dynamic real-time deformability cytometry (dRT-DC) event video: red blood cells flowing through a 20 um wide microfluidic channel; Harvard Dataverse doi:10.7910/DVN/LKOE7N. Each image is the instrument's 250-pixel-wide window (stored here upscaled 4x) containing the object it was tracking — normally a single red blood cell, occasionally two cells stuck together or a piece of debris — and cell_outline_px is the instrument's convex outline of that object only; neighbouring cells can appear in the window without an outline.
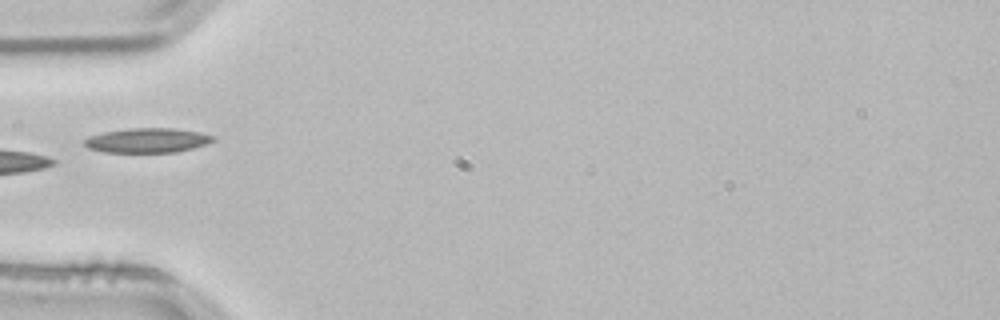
{"species": "common noctule bat (a hibernating species)", "species_latin": "Nyctalus noctula", "temperature_condition": "room temperature", "stored_images_in_passage": 4, "camera_frame_rate_fps": 3000, "um_per_image_px": 0.085, "animal": {"sex": "male", "body_mass_g": 21.5, "forearm_length_mm": 52.0}, "frame": {"image": 1, "passage_image": 4, "time_ms": 1.0, "image_size_px": [1000, 320], "cell_outline_px": [[216, 140], [208, 144], [176, 152], [104, 152], [88, 148], [80, 140], [88, 136], [104, 132], [128, 128], [176, 128], [200, 132], [216, 136]], "centroid_in_image_um": [12.53, 11.92], "position_along_channel_um": 72.5, "area_um2": 18.73}}